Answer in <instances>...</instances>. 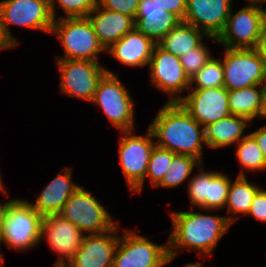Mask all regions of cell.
I'll return each instance as SVG.
<instances>
[{
	"instance_id": "3957f363",
	"label": "cell",
	"mask_w": 266,
	"mask_h": 267,
	"mask_svg": "<svg viewBox=\"0 0 266 267\" xmlns=\"http://www.w3.org/2000/svg\"><path fill=\"white\" fill-rule=\"evenodd\" d=\"M42 218L28 200L11 199L3 217L0 246L4 243L17 252L39 246Z\"/></svg>"
},
{
	"instance_id": "d6a6232c",
	"label": "cell",
	"mask_w": 266,
	"mask_h": 267,
	"mask_svg": "<svg viewBox=\"0 0 266 267\" xmlns=\"http://www.w3.org/2000/svg\"><path fill=\"white\" fill-rule=\"evenodd\" d=\"M97 3L107 10L117 11L135 19L140 0H97Z\"/></svg>"
},
{
	"instance_id": "7dc6e473",
	"label": "cell",
	"mask_w": 266,
	"mask_h": 267,
	"mask_svg": "<svg viewBox=\"0 0 266 267\" xmlns=\"http://www.w3.org/2000/svg\"><path fill=\"white\" fill-rule=\"evenodd\" d=\"M263 19H264V23L266 24V9H265V7H263Z\"/></svg>"
},
{
	"instance_id": "9c48e42d",
	"label": "cell",
	"mask_w": 266,
	"mask_h": 267,
	"mask_svg": "<svg viewBox=\"0 0 266 267\" xmlns=\"http://www.w3.org/2000/svg\"><path fill=\"white\" fill-rule=\"evenodd\" d=\"M59 71V90L63 95L92 102L99 81L107 73L100 62L55 59Z\"/></svg>"
},
{
	"instance_id": "8992f818",
	"label": "cell",
	"mask_w": 266,
	"mask_h": 267,
	"mask_svg": "<svg viewBox=\"0 0 266 267\" xmlns=\"http://www.w3.org/2000/svg\"><path fill=\"white\" fill-rule=\"evenodd\" d=\"M53 22L49 0L0 1V30L12 48H16L20 41L13 37L10 31L11 25L50 34Z\"/></svg>"
},
{
	"instance_id": "30bf717a",
	"label": "cell",
	"mask_w": 266,
	"mask_h": 267,
	"mask_svg": "<svg viewBox=\"0 0 266 267\" xmlns=\"http://www.w3.org/2000/svg\"><path fill=\"white\" fill-rule=\"evenodd\" d=\"M168 254V241L154 243L135 230H123L114 255L112 267H164Z\"/></svg>"
},
{
	"instance_id": "7bdbcfd3",
	"label": "cell",
	"mask_w": 266,
	"mask_h": 267,
	"mask_svg": "<svg viewBox=\"0 0 266 267\" xmlns=\"http://www.w3.org/2000/svg\"><path fill=\"white\" fill-rule=\"evenodd\" d=\"M256 5L257 7L262 8L263 4H266V0H246V3Z\"/></svg>"
},
{
	"instance_id": "8d00e7d4",
	"label": "cell",
	"mask_w": 266,
	"mask_h": 267,
	"mask_svg": "<svg viewBox=\"0 0 266 267\" xmlns=\"http://www.w3.org/2000/svg\"><path fill=\"white\" fill-rule=\"evenodd\" d=\"M250 134L255 138L261 151L263 153L264 159L266 161V125H263L259 129L250 132Z\"/></svg>"
},
{
	"instance_id": "9a60e30c",
	"label": "cell",
	"mask_w": 266,
	"mask_h": 267,
	"mask_svg": "<svg viewBox=\"0 0 266 267\" xmlns=\"http://www.w3.org/2000/svg\"><path fill=\"white\" fill-rule=\"evenodd\" d=\"M179 103L201 126L205 127L231 115L225 87L189 89Z\"/></svg>"
},
{
	"instance_id": "e0dca14e",
	"label": "cell",
	"mask_w": 266,
	"mask_h": 267,
	"mask_svg": "<svg viewBox=\"0 0 266 267\" xmlns=\"http://www.w3.org/2000/svg\"><path fill=\"white\" fill-rule=\"evenodd\" d=\"M120 226L118 223L109 231L84 236L82 245L68 267H112Z\"/></svg>"
},
{
	"instance_id": "4316f807",
	"label": "cell",
	"mask_w": 266,
	"mask_h": 267,
	"mask_svg": "<svg viewBox=\"0 0 266 267\" xmlns=\"http://www.w3.org/2000/svg\"><path fill=\"white\" fill-rule=\"evenodd\" d=\"M200 164L201 162L193 156L175 153L164 178L155 188H176L181 186L183 182L191 178L190 176H192L195 167H199Z\"/></svg>"
},
{
	"instance_id": "ba28073f",
	"label": "cell",
	"mask_w": 266,
	"mask_h": 267,
	"mask_svg": "<svg viewBox=\"0 0 266 267\" xmlns=\"http://www.w3.org/2000/svg\"><path fill=\"white\" fill-rule=\"evenodd\" d=\"M223 52L224 87L228 91L266 85V60L255 48H224Z\"/></svg>"
},
{
	"instance_id": "d6986e66",
	"label": "cell",
	"mask_w": 266,
	"mask_h": 267,
	"mask_svg": "<svg viewBox=\"0 0 266 267\" xmlns=\"http://www.w3.org/2000/svg\"><path fill=\"white\" fill-rule=\"evenodd\" d=\"M72 167L62 169L39 195L28 203L42 216L59 214L69 197L81 186L72 180Z\"/></svg>"
},
{
	"instance_id": "5b68a950",
	"label": "cell",
	"mask_w": 266,
	"mask_h": 267,
	"mask_svg": "<svg viewBox=\"0 0 266 267\" xmlns=\"http://www.w3.org/2000/svg\"><path fill=\"white\" fill-rule=\"evenodd\" d=\"M92 105L103 110L111 126L121 131H136L135 129V100L119 74L107 68V73L99 81L92 100Z\"/></svg>"
},
{
	"instance_id": "484cf974",
	"label": "cell",
	"mask_w": 266,
	"mask_h": 267,
	"mask_svg": "<svg viewBox=\"0 0 266 267\" xmlns=\"http://www.w3.org/2000/svg\"><path fill=\"white\" fill-rule=\"evenodd\" d=\"M235 155L240 164L238 176H247L248 172L266 171V161L264 159L261 148L255 138L248 133L236 145Z\"/></svg>"
},
{
	"instance_id": "83f0119b",
	"label": "cell",
	"mask_w": 266,
	"mask_h": 267,
	"mask_svg": "<svg viewBox=\"0 0 266 267\" xmlns=\"http://www.w3.org/2000/svg\"><path fill=\"white\" fill-rule=\"evenodd\" d=\"M180 22L177 15L169 12L162 17L136 16L135 28L157 44Z\"/></svg>"
},
{
	"instance_id": "8fae6325",
	"label": "cell",
	"mask_w": 266,
	"mask_h": 267,
	"mask_svg": "<svg viewBox=\"0 0 266 267\" xmlns=\"http://www.w3.org/2000/svg\"><path fill=\"white\" fill-rule=\"evenodd\" d=\"M121 133L118 141L119 164L132 192L145 179L150 155L156 144L149 128L144 135H135L133 130Z\"/></svg>"
},
{
	"instance_id": "74e56055",
	"label": "cell",
	"mask_w": 266,
	"mask_h": 267,
	"mask_svg": "<svg viewBox=\"0 0 266 267\" xmlns=\"http://www.w3.org/2000/svg\"><path fill=\"white\" fill-rule=\"evenodd\" d=\"M255 49L266 60V24L265 23H263L261 27L258 43Z\"/></svg>"
},
{
	"instance_id": "d4e9b609",
	"label": "cell",
	"mask_w": 266,
	"mask_h": 267,
	"mask_svg": "<svg viewBox=\"0 0 266 267\" xmlns=\"http://www.w3.org/2000/svg\"><path fill=\"white\" fill-rule=\"evenodd\" d=\"M265 85L228 91V104L231 114L254 121L262 108Z\"/></svg>"
},
{
	"instance_id": "cb8c5ba5",
	"label": "cell",
	"mask_w": 266,
	"mask_h": 267,
	"mask_svg": "<svg viewBox=\"0 0 266 267\" xmlns=\"http://www.w3.org/2000/svg\"><path fill=\"white\" fill-rule=\"evenodd\" d=\"M261 187L258 184L249 182L247 176L236 175L234 181L231 179L225 204V208H227V215L225 216L232 225L239 219L241 214L247 216L253 198Z\"/></svg>"
},
{
	"instance_id": "ab89813d",
	"label": "cell",
	"mask_w": 266,
	"mask_h": 267,
	"mask_svg": "<svg viewBox=\"0 0 266 267\" xmlns=\"http://www.w3.org/2000/svg\"><path fill=\"white\" fill-rule=\"evenodd\" d=\"M10 201H11V199L10 200H7L4 203H1L0 202V232H1V229H2V223H3V217L5 215V210H6V207H7L8 203Z\"/></svg>"
},
{
	"instance_id": "f35d334b",
	"label": "cell",
	"mask_w": 266,
	"mask_h": 267,
	"mask_svg": "<svg viewBox=\"0 0 266 267\" xmlns=\"http://www.w3.org/2000/svg\"><path fill=\"white\" fill-rule=\"evenodd\" d=\"M258 117L266 119V85H265V89H264L263 97H262V108H261V111Z\"/></svg>"
},
{
	"instance_id": "1f68e13d",
	"label": "cell",
	"mask_w": 266,
	"mask_h": 267,
	"mask_svg": "<svg viewBox=\"0 0 266 267\" xmlns=\"http://www.w3.org/2000/svg\"><path fill=\"white\" fill-rule=\"evenodd\" d=\"M204 41L193 50L180 57V62L189 80L210 60L213 56L211 50Z\"/></svg>"
},
{
	"instance_id": "5bb4252c",
	"label": "cell",
	"mask_w": 266,
	"mask_h": 267,
	"mask_svg": "<svg viewBox=\"0 0 266 267\" xmlns=\"http://www.w3.org/2000/svg\"><path fill=\"white\" fill-rule=\"evenodd\" d=\"M204 167L201 163L200 172L193 174L186 184L191 207L205 212L225 209L232 178L224 172L206 171Z\"/></svg>"
},
{
	"instance_id": "6da1fadb",
	"label": "cell",
	"mask_w": 266,
	"mask_h": 267,
	"mask_svg": "<svg viewBox=\"0 0 266 267\" xmlns=\"http://www.w3.org/2000/svg\"><path fill=\"white\" fill-rule=\"evenodd\" d=\"M171 232L168 238L166 265L185 250L197 251L200 257H210L232 224L226 216L204 212L170 211ZM183 249V250H182ZM180 250V251H179ZM204 255V256H203Z\"/></svg>"
},
{
	"instance_id": "f1b7e54d",
	"label": "cell",
	"mask_w": 266,
	"mask_h": 267,
	"mask_svg": "<svg viewBox=\"0 0 266 267\" xmlns=\"http://www.w3.org/2000/svg\"><path fill=\"white\" fill-rule=\"evenodd\" d=\"M174 154L175 153L168 149L155 145L150 155L145 179L132 191L131 194H140L142 192L145 181H147L146 178L149 179V183L155 188L164 178L167 168L171 165Z\"/></svg>"
},
{
	"instance_id": "603a6c76",
	"label": "cell",
	"mask_w": 266,
	"mask_h": 267,
	"mask_svg": "<svg viewBox=\"0 0 266 267\" xmlns=\"http://www.w3.org/2000/svg\"><path fill=\"white\" fill-rule=\"evenodd\" d=\"M204 38L215 41V37L207 36L203 31L184 21L174 27L157 45L168 53L181 57L185 53L198 47Z\"/></svg>"
},
{
	"instance_id": "ffe728a7",
	"label": "cell",
	"mask_w": 266,
	"mask_h": 267,
	"mask_svg": "<svg viewBox=\"0 0 266 267\" xmlns=\"http://www.w3.org/2000/svg\"><path fill=\"white\" fill-rule=\"evenodd\" d=\"M87 17L105 50L135 28L133 17L107 10L98 3Z\"/></svg>"
},
{
	"instance_id": "bcb514c9",
	"label": "cell",
	"mask_w": 266,
	"mask_h": 267,
	"mask_svg": "<svg viewBox=\"0 0 266 267\" xmlns=\"http://www.w3.org/2000/svg\"><path fill=\"white\" fill-rule=\"evenodd\" d=\"M53 267H68L67 264L53 263Z\"/></svg>"
},
{
	"instance_id": "277c9868",
	"label": "cell",
	"mask_w": 266,
	"mask_h": 267,
	"mask_svg": "<svg viewBox=\"0 0 266 267\" xmlns=\"http://www.w3.org/2000/svg\"><path fill=\"white\" fill-rule=\"evenodd\" d=\"M50 34H54L63 48V56L56 59L99 62L106 52L100 44L88 17H60L54 20Z\"/></svg>"
},
{
	"instance_id": "4dcf8cb0",
	"label": "cell",
	"mask_w": 266,
	"mask_h": 267,
	"mask_svg": "<svg viewBox=\"0 0 266 267\" xmlns=\"http://www.w3.org/2000/svg\"><path fill=\"white\" fill-rule=\"evenodd\" d=\"M97 0H49V7L54 20H57V5L63 10L62 17H87L95 8Z\"/></svg>"
},
{
	"instance_id": "7c38bea8",
	"label": "cell",
	"mask_w": 266,
	"mask_h": 267,
	"mask_svg": "<svg viewBox=\"0 0 266 267\" xmlns=\"http://www.w3.org/2000/svg\"><path fill=\"white\" fill-rule=\"evenodd\" d=\"M263 23V8L247 3L235 13L231 9L223 31L216 38L217 45L230 49L255 48Z\"/></svg>"
},
{
	"instance_id": "44dd1931",
	"label": "cell",
	"mask_w": 266,
	"mask_h": 267,
	"mask_svg": "<svg viewBox=\"0 0 266 267\" xmlns=\"http://www.w3.org/2000/svg\"><path fill=\"white\" fill-rule=\"evenodd\" d=\"M155 45L150 38L134 28L111 45L106 53L126 67H145L151 60Z\"/></svg>"
},
{
	"instance_id": "52a82bcc",
	"label": "cell",
	"mask_w": 266,
	"mask_h": 267,
	"mask_svg": "<svg viewBox=\"0 0 266 267\" xmlns=\"http://www.w3.org/2000/svg\"><path fill=\"white\" fill-rule=\"evenodd\" d=\"M59 215L74 224L84 235L111 230L116 222L94 193L80 186L66 201Z\"/></svg>"
},
{
	"instance_id": "836d02e7",
	"label": "cell",
	"mask_w": 266,
	"mask_h": 267,
	"mask_svg": "<svg viewBox=\"0 0 266 267\" xmlns=\"http://www.w3.org/2000/svg\"><path fill=\"white\" fill-rule=\"evenodd\" d=\"M248 217H253L256 221L266 223V189L260 188L253 198L249 211Z\"/></svg>"
},
{
	"instance_id": "b9f144b4",
	"label": "cell",
	"mask_w": 266,
	"mask_h": 267,
	"mask_svg": "<svg viewBox=\"0 0 266 267\" xmlns=\"http://www.w3.org/2000/svg\"><path fill=\"white\" fill-rule=\"evenodd\" d=\"M2 175H1V173H0V192L3 194V195H5V197H9L10 195H9V193H8V191H7V189H6V187H5V184H3V179H2V177H1Z\"/></svg>"
},
{
	"instance_id": "7a4b0ae2",
	"label": "cell",
	"mask_w": 266,
	"mask_h": 267,
	"mask_svg": "<svg viewBox=\"0 0 266 267\" xmlns=\"http://www.w3.org/2000/svg\"><path fill=\"white\" fill-rule=\"evenodd\" d=\"M148 128L157 146L176 154L193 156L204 163V127L179 102H166Z\"/></svg>"
},
{
	"instance_id": "f6af8a7d",
	"label": "cell",
	"mask_w": 266,
	"mask_h": 267,
	"mask_svg": "<svg viewBox=\"0 0 266 267\" xmlns=\"http://www.w3.org/2000/svg\"><path fill=\"white\" fill-rule=\"evenodd\" d=\"M1 247V246H0ZM1 251V249H0ZM3 255L1 252H0V267H2L4 265V258H3Z\"/></svg>"
},
{
	"instance_id": "4fadbf2b",
	"label": "cell",
	"mask_w": 266,
	"mask_h": 267,
	"mask_svg": "<svg viewBox=\"0 0 266 267\" xmlns=\"http://www.w3.org/2000/svg\"><path fill=\"white\" fill-rule=\"evenodd\" d=\"M151 86L170 96L166 102L174 103L182 99L180 93L189 91L190 80L186 76L180 58L166 52L157 44L148 64Z\"/></svg>"
},
{
	"instance_id": "f546056e",
	"label": "cell",
	"mask_w": 266,
	"mask_h": 267,
	"mask_svg": "<svg viewBox=\"0 0 266 267\" xmlns=\"http://www.w3.org/2000/svg\"><path fill=\"white\" fill-rule=\"evenodd\" d=\"M216 87H224L223 65L222 58L216 59L212 56L210 60L190 79L189 89Z\"/></svg>"
},
{
	"instance_id": "e575fe53",
	"label": "cell",
	"mask_w": 266,
	"mask_h": 267,
	"mask_svg": "<svg viewBox=\"0 0 266 267\" xmlns=\"http://www.w3.org/2000/svg\"><path fill=\"white\" fill-rule=\"evenodd\" d=\"M163 10L174 13L182 21L184 20L186 12V1L187 0H153Z\"/></svg>"
},
{
	"instance_id": "ee69618b",
	"label": "cell",
	"mask_w": 266,
	"mask_h": 267,
	"mask_svg": "<svg viewBox=\"0 0 266 267\" xmlns=\"http://www.w3.org/2000/svg\"><path fill=\"white\" fill-rule=\"evenodd\" d=\"M201 262H193V263H187L185 265H183V267H204L203 264L201 265Z\"/></svg>"
},
{
	"instance_id": "2e32d148",
	"label": "cell",
	"mask_w": 266,
	"mask_h": 267,
	"mask_svg": "<svg viewBox=\"0 0 266 267\" xmlns=\"http://www.w3.org/2000/svg\"><path fill=\"white\" fill-rule=\"evenodd\" d=\"M84 234L70 221L59 214L42 218L40 243L46 240L58 256L54 263L67 264L82 245Z\"/></svg>"
},
{
	"instance_id": "60d3db41",
	"label": "cell",
	"mask_w": 266,
	"mask_h": 267,
	"mask_svg": "<svg viewBox=\"0 0 266 267\" xmlns=\"http://www.w3.org/2000/svg\"><path fill=\"white\" fill-rule=\"evenodd\" d=\"M13 49L9 44L8 42L3 38L2 36V33H1V30H0V50L4 51V50H7V49Z\"/></svg>"
},
{
	"instance_id": "d590c367",
	"label": "cell",
	"mask_w": 266,
	"mask_h": 267,
	"mask_svg": "<svg viewBox=\"0 0 266 267\" xmlns=\"http://www.w3.org/2000/svg\"><path fill=\"white\" fill-rule=\"evenodd\" d=\"M167 11L160 8L153 0H140L136 16L162 17Z\"/></svg>"
},
{
	"instance_id": "7402d4cb",
	"label": "cell",
	"mask_w": 266,
	"mask_h": 267,
	"mask_svg": "<svg viewBox=\"0 0 266 267\" xmlns=\"http://www.w3.org/2000/svg\"><path fill=\"white\" fill-rule=\"evenodd\" d=\"M252 123L247 118L233 114L222 118L204 127V139L206 147L219 149L236 145L247 134H244L248 124Z\"/></svg>"
},
{
	"instance_id": "ac0fdd59",
	"label": "cell",
	"mask_w": 266,
	"mask_h": 267,
	"mask_svg": "<svg viewBox=\"0 0 266 267\" xmlns=\"http://www.w3.org/2000/svg\"><path fill=\"white\" fill-rule=\"evenodd\" d=\"M232 6L233 0H187L183 21L207 36L217 38L226 25Z\"/></svg>"
}]
</instances>
